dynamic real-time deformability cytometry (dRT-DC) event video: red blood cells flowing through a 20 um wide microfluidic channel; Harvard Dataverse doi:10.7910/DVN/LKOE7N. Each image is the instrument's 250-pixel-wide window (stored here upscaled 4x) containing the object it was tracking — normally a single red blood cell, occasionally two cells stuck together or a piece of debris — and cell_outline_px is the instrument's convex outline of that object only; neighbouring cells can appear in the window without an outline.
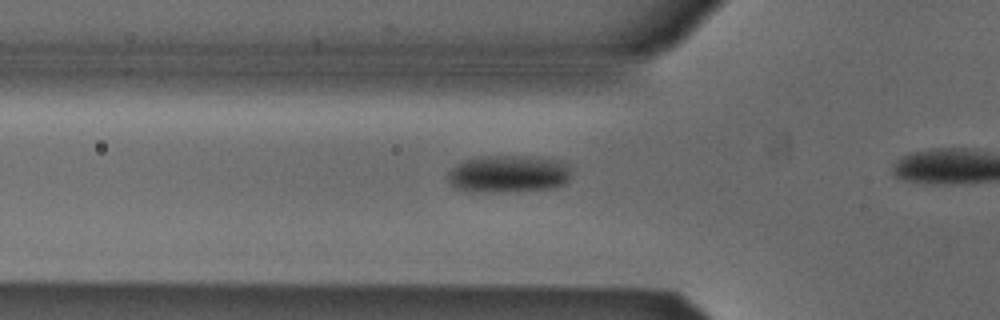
{"species": "Egyptian fruit bat (a non-hibernating species)", "species_latin": "Rousettus aegyptiacus", "temperature_condition": "cold", "stored_images_in_passage": 8, "camera_frame_rate_fps": 3000, "um_per_image_px": 0.085, "animal": {"sex": "male"}, "frame": {"image": 1, "passage_image": 3, "time_ms": 0.667, "image_size_px": [1000, 320], "cell_outline_px": [[568, 180], [564, 184], [552, 188], [456, 188], [448, 180], [448, 172], [452, 168], [464, 160], [480, 156], [528, 156], [560, 160], [568, 164]], "centroid_in_image_um": [43.26, 14.68], "position_along_channel_um": 82.5, "area_um2": 25.03}}
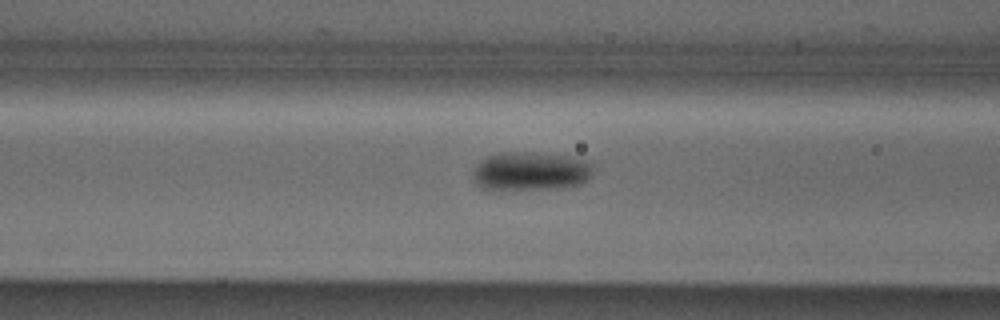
{"frame": {"image": 2, "passage_image": 6, "time_ms": 1.667, "image_size_px": [1000, 320], "cell_outline_px": [[592, 172], [580, 184], [556, 188], [480, 188], [476, 184], [472, 176], [472, 172], [476, 164], [488, 156], [500, 152], [528, 152], [572, 156], [588, 160], [592, 164]], "centroid_in_image_um": [45.08, 14.52], "position_along_channel_um": 121.5, "area_um2": 26.76}}